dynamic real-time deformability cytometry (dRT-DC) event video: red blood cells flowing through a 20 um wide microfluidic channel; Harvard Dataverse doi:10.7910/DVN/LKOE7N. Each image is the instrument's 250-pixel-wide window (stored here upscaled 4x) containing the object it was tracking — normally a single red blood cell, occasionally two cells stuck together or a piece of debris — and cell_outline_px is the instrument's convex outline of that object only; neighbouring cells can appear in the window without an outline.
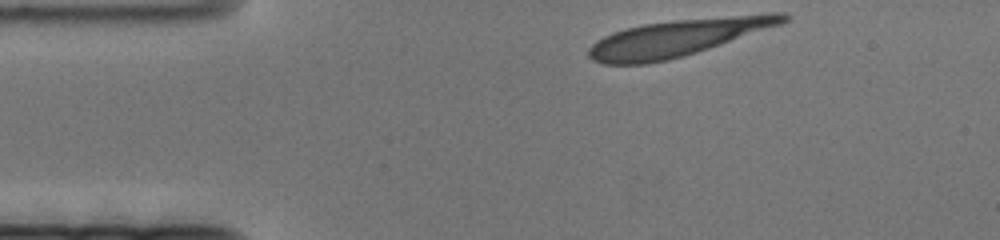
{"species": "human", "species_latin": "Homo sapiens", "temperature_condition": "cold", "stored_images_in_passage": 67, "camera_frame_rate_fps": 3000, "um_per_image_px": 0.085, "donor": {"sex": "female"}, "frame": {"image": 1, "passage_image": 1, "time_ms": 0.0, "image_size_px": [1000, 240], "cell_outline_px": [[792, 16], [788, 20], [780, 24], [696, 52], [668, 60], [648, 64], [604, 64], [592, 60], [588, 56], [588, 48], [596, 40], [612, 32], [644, 24], [672, 20], [768, 12], [784, 12]], "centroid_in_image_um": [57.6, 3.19], "position_along_channel_um": 27.4, "area_um2": 41.62}}
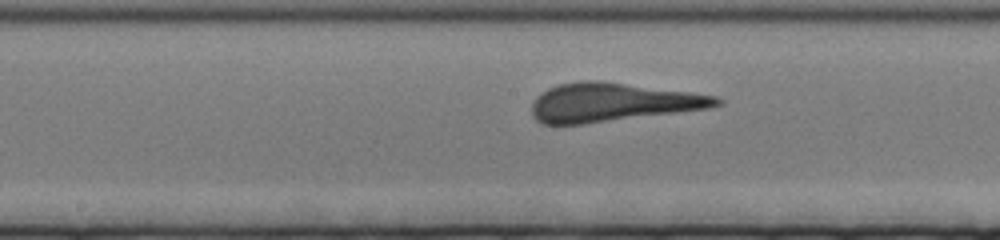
{"frame": {"image": 2, "passage_image": 27, "time_ms": 8.667, "image_size_px": [1000, 240], "cell_outline_px": [[724, 104], [712, 108], [584, 124], [540, 124], [532, 116], [532, 100], [540, 92], [548, 88], [560, 84], [580, 80], [600, 80], [688, 92], [716, 96], [724, 100]], "centroid_in_image_um": [52.04, 8.7], "position_along_channel_um": 196.2, "area_um2": 41.85}}
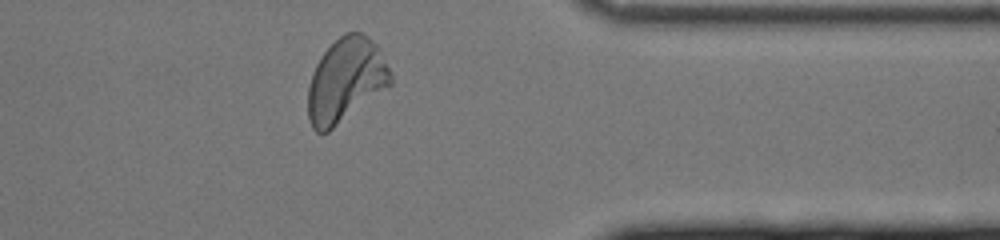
{"frame": {"image": 3, "passage_image": 51, "time_ms": 16.667, "image_size_px": [1000, 240], "cell_outline_px": [[392, 84], [388, 88], [328, 132], [316, 132], [312, 128], [308, 116], [308, 88], [312, 72], [320, 56], [344, 32], [360, 32], [368, 36], [376, 44], [392, 76]], "centroid_in_image_um": [29.38, 6.83], "position_along_channel_um": 382.0, "area_um2": 40.34}}